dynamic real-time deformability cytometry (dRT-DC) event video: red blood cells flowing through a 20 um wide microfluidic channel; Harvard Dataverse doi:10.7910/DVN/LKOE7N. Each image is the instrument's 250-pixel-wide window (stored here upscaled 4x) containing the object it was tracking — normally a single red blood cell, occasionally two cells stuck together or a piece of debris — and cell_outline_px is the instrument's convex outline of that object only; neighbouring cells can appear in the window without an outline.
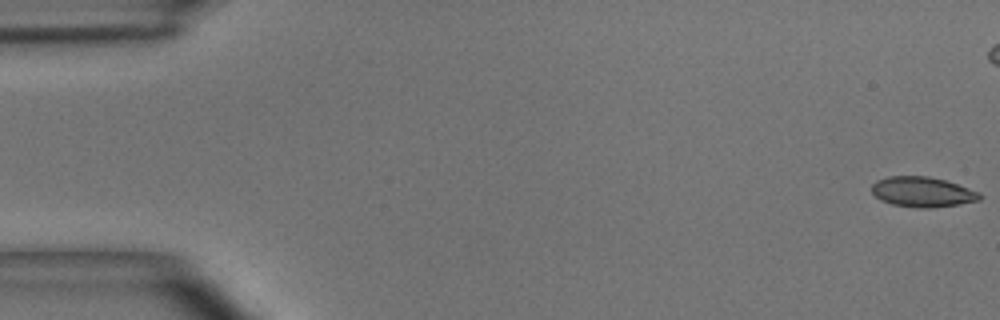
{"species": "common noctule bat (a hibernating species)", "species_latin": "Nyctalus noctula", "temperature_condition": "room temperature", "stored_images_in_passage": 47, "camera_frame_rate_fps": 3000, "um_per_image_px": 0.085, "animal": {"sex": "male", "body_mass_g": 15.6}, "frame": {"image": 1, "passage_image": 1, "time_ms": 0.0, "image_size_px": [1000, 320], "cell_outline_px": [[984, 196], [980, 200], [960, 204], [932, 208], [916, 208], [892, 204], [880, 200], [872, 192], [872, 184], [876, 180], [888, 176], [928, 176], [944, 180], [980, 192]], "centroid_in_image_um": [78.41, 16.32], "position_along_channel_um": 6.6, "area_um2": 19.07}}
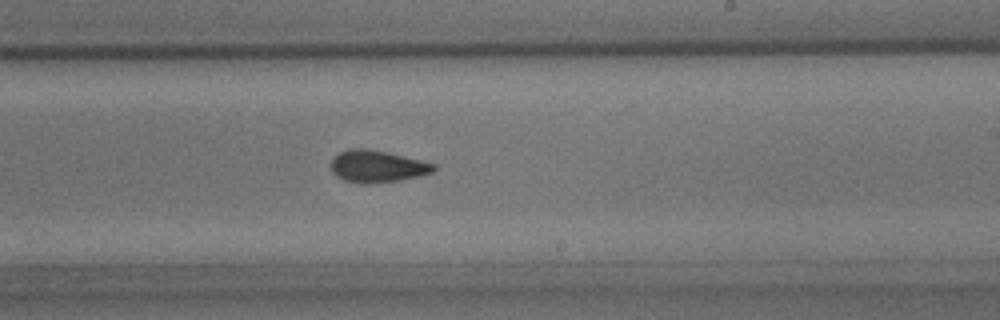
{"frame": {"image": 2, "passage_image": 33, "time_ms": 10.667, "image_size_px": [1000, 320], "cell_outline_px": [[436, 168], [432, 172], [420, 176], [400, 180], [368, 184], [360, 184], [344, 180], [336, 176], [332, 172], [332, 160], [340, 152], [348, 148], [364, 148], [384, 152], [420, 160], [436, 164]], "centroid_in_image_um": [32.05, 14.16], "position_along_channel_um": 256.9, "area_um2": 19.02}}
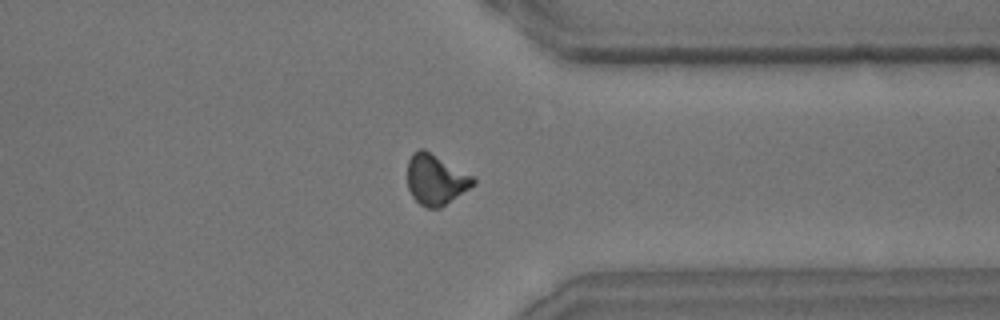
{"frame": {"image": 3, "passage_image": 43, "time_ms": 14.0, "image_size_px": [1000, 320], "cell_outline_px": [[476, 184], [440, 208], [424, 208], [412, 196], [408, 188], [408, 160], [412, 152], [420, 148], [424, 148], [472, 176], [476, 180]], "centroid_in_image_um": [37.02, 15.26], "position_along_channel_um": 374.4, "area_um2": 19.31}}